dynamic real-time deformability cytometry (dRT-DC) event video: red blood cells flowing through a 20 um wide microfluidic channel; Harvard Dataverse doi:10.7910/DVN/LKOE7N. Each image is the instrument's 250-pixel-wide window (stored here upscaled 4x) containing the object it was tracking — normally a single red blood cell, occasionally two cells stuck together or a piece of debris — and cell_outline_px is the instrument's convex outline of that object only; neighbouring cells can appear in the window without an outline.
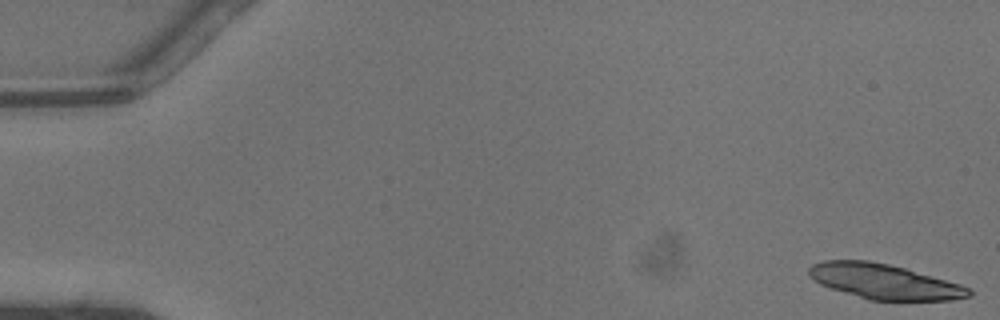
{"species": "common noctule bat (a hibernating species)", "species_latin": "Nyctalus noctula", "temperature_condition": "warm", "stored_images_in_passage": 45, "camera_frame_rate_fps": 3000, "um_per_image_px": 0.085, "animal": {"sex": "male", "body_mass_g": 13.3}, "frame": {"image": 1, "passage_image": 1, "time_ms": 0.0, "image_size_px": [1000, 320], "cell_outline_px": [[972, 296], [952, 300], [868, 300], [820, 284], [812, 280], [808, 276], [808, 268], [812, 264], [824, 260], [868, 260], [888, 264], [904, 268], [960, 284], [968, 288], [972, 292]], "centroid_in_image_um": [75.12, 23.93], "position_along_channel_um": 9.9, "area_um2": 32.48}}
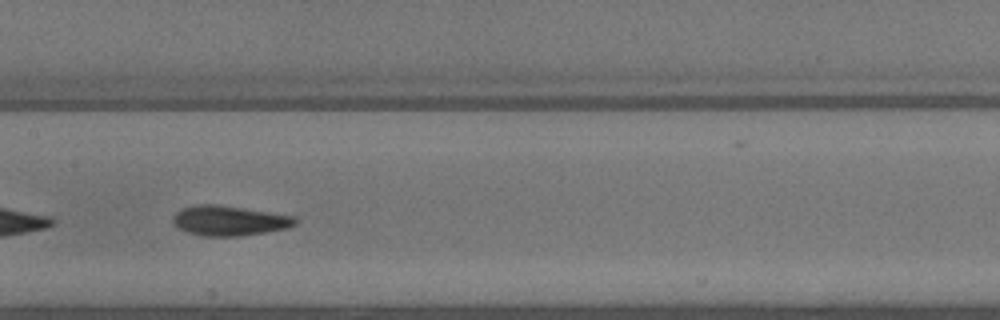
{"frame": {"image": 2, "passage_image": 24, "time_ms": 7.667, "image_size_px": [1000, 320], "cell_outline_px": [[300, 220], [296, 224], [288, 228], [240, 236], [200, 236], [184, 232], [176, 228], [172, 224], [172, 216], [176, 212], [184, 208], [196, 204], [216, 204], [296, 216]], "centroid_in_image_um": [19.46, 18.76], "position_along_channel_um": 187.9, "area_um2": 21.68}}
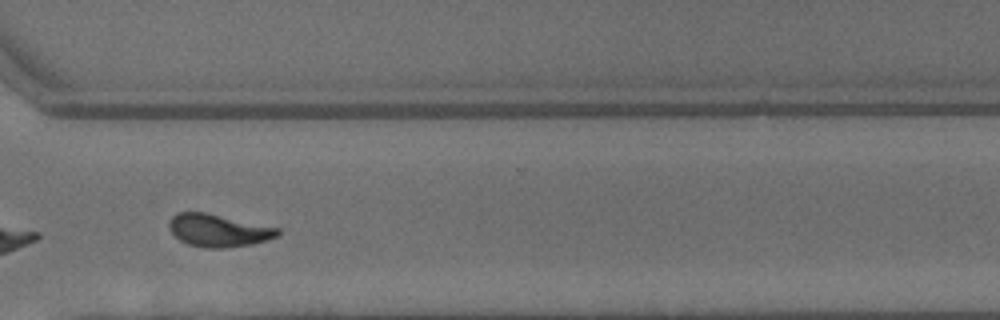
{"frame": {"image": 3, "passage_image": 35, "time_ms": 11.333, "image_size_px": [1000, 320], "cell_outline_px": [[280, 236], [268, 240], [252, 244], [224, 248], [204, 248], [188, 244], [180, 240], [168, 228], [168, 224], [172, 216], [180, 212], [204, 212], [280, 228]], "centroid_in_image_um": [18.59, 19.59], "position_along_channel_um": 352.0, "area_um2": 20.63}, "authors_computed_cell_mechanics": {"area_um2": 21.2704, "velocity_mm_per_s": 4.4789, "shape_relaxation_time_tau1_ms": 3.5116, "shape_relaxation_time_tau2_ms": 1.926, "deformation_change_tau1": 0.156, "deformation_change_tau2": 0.0879}}